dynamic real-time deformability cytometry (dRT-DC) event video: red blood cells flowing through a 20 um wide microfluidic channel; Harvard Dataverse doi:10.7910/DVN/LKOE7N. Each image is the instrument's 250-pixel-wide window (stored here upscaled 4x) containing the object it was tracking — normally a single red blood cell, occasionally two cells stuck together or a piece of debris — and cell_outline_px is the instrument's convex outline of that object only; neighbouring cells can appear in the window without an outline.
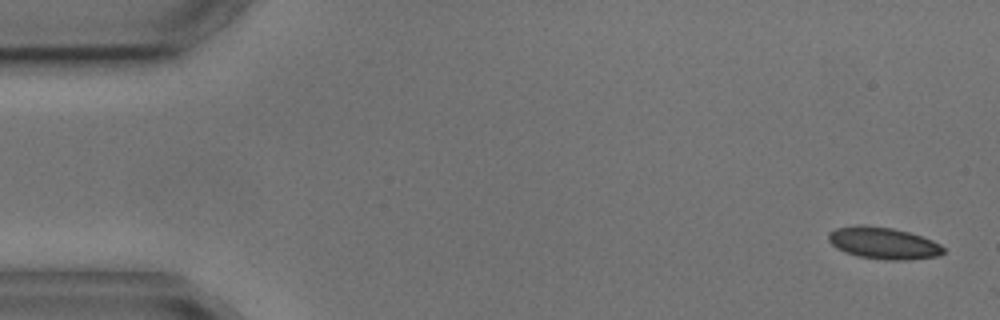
{"species": "common noctule bat (a hibernating species)", "species_latin": "Nyctalus noctula", "temperature_condition": "cold", "stored_images_in_passage": 7, "camera_frame_rate_fps": 3000, "um_per_image_px": 0.085, "animal": {"sex": "male", "body_mass_g": 17.9, "forearm_length_mm": 54.2}, "frame": {"image": 1, "passage_image": 1, "time_ms": 0.0, "image_size_px": [1000, 320], "cell_outline_px": [[944, 252], [936, 256], [904, 260], [884, 260], [856, 256], [844, 252], [836, 248], [828, 240], [828, 232], [836, 228], [860, 224], [864, 224], [892, 228], [908, 232], [932, 240], [940, 244], [944, 248]], "centroid_in_image_um": [75.03, 20.66], "position_along_channel_um": 10.0, "area_um2": 21.39}}